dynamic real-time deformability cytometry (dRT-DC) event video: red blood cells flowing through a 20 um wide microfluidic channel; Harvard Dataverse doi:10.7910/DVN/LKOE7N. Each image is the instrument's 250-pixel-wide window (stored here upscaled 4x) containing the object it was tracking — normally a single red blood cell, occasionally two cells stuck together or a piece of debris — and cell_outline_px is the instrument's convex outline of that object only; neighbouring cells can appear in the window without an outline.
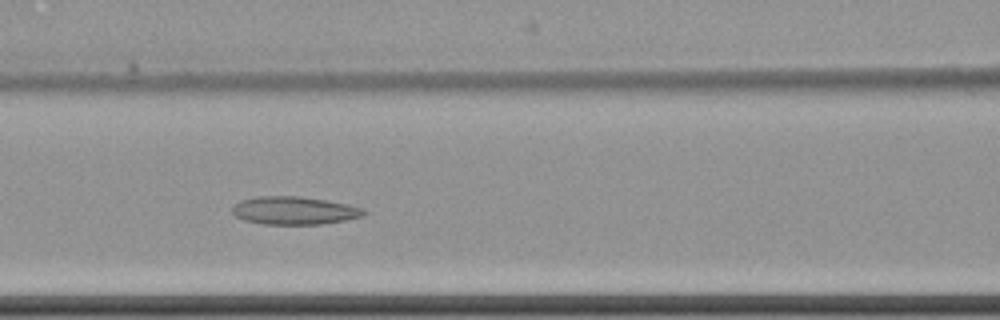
{"species": "common noctule bat (a hibernating species)", "species_latin": "Nyctalus noctula", "temperature_condition": "cold", "stored_images_in_passage": 7, "camera_frame_rate_fps": 3000, "um_per_image_px": 0.085, "animal": {"sex": "female", "body_mass_g": 22.7, "forearm_length_mm": 54.2}, "frame": {"image": 1, "passage_image": 6, "time_ms": 6.0, "image_size_px": [1000, 320], "cell_outline_px": [[368, 212], [364, 216], [344, 220], [320, 224], [264, 224], [244, 220], [236, 216], [232, 212], [232, 208], [240, 200], [260, 196], [300, 196], [348, 204], [364, 208]], "centroid_in_image_um": [25.04, 17.89], "position_along_channel_um": 141.6, "area_um2": 21.39}}
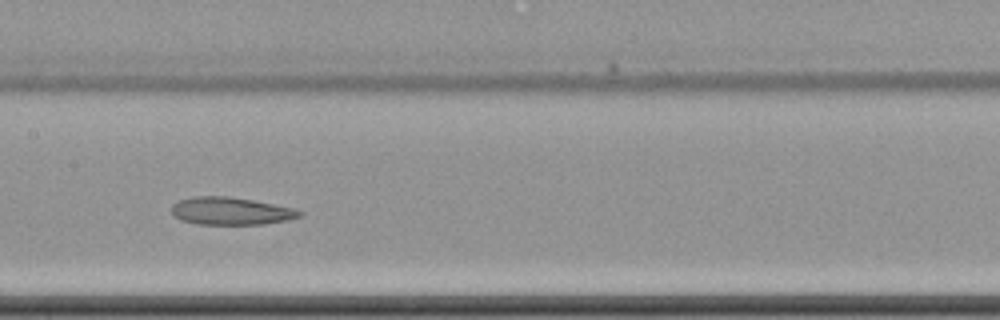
{"frame": {"image": 2, "passage_image": 7, "time_ms": 7.333, "image_size_px": [1000, 320], "cell_outline_px": [[304, 212], [300, 216], [288, 220], [264, 224], [196, 224], [180, 220], [172, 212], [172, 204], [180, 200], [192, 196], [228, 196], [252, 200], [292, 208]], "centroid_in_image_um": [19.6, 17.94], "position_along_channel_um": 187.8, "area_um2": 20.46}}